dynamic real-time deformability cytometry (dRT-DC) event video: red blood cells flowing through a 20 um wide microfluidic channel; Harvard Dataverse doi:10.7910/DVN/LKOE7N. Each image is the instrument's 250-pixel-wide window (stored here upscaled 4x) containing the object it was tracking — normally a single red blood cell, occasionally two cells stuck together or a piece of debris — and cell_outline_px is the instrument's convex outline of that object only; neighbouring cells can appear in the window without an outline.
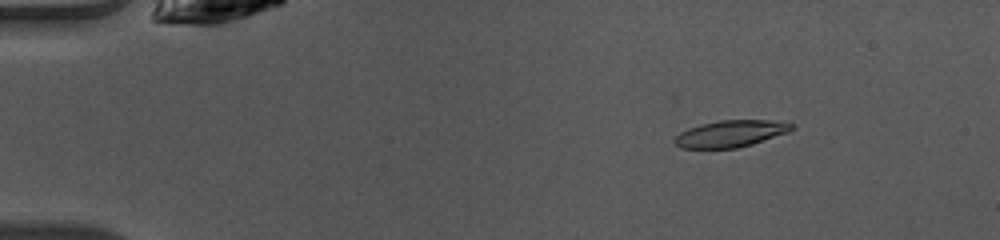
{"species": "common noctule bat (a hibernating species)", "species_latin": "Nyctalus noctula", "temperature_condition": "warm", "stored_images_in_passage": 49, "camera_frame_rate_fps": 3000, "um_per_image_px": 0.085, "animal": {"sex": "female", "body_mass_g": 10.0, "forearm_length_mm": 53.1}, "frame": {"image": 1, "passage_image": 7, "time_ms": 2.0, "image_size_px": [1000, 240], "cell_outline_px": [[796, 128], [788, 132], [752, 144], [736, 148], [680, 148], [672, 140], [680, 132], [688, 128], [700, 124], [720, 120], [768, 120], [796, 124]], "centroid_in_image_um": [62.1, 11.35], "position_along_channel_um": 22.9, "area_um2": 18.26}}
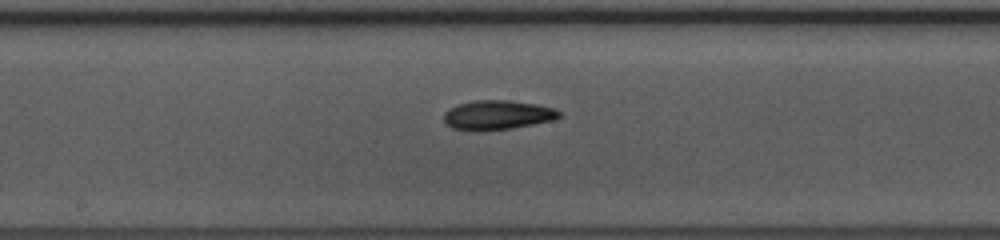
{"frame": {"image": 2, "passage_image": 26, "time_ms": 8.333, "image_size_px": [1000, 240], "cell_outline_px": [[560, 116], [552, 120], [512, 128], [480, 132], [476, 132], [452, 128], [444, 124], [444, 112], [448, 108], [460, 104], [476, 100], [508, 100], [536, 104], [556, 108], [560, 112]], "centroid_in_image_um": [42.23, 9.79], "position_along_channel_um": 206.0, "area_um2": 19.94}}
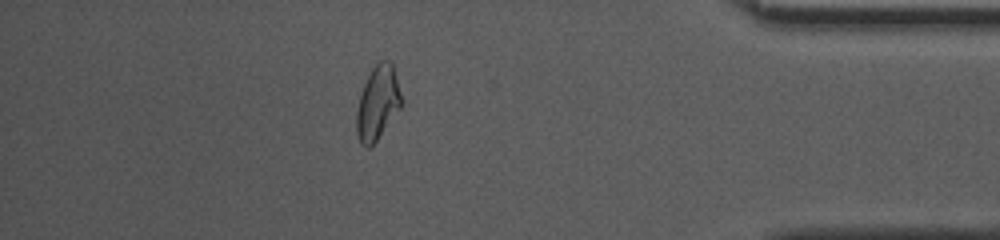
{"frame": {"image": 3, "passage_image": 43, "time_ms": 14.0, "image_size_px": [1000, 240], "cell_outline_px": [[404, 104], [376, 140], [368, 148], [364, 148], [360, 144], [356, 132], [356, 112], [360, 96], [364, 84], [372, 68], [380, 60], [388, 60], [392, 64], [404, 100]], "centroid_in_image_um": [32.12, 8.75], "position_along_channel_um": 403.1, "area_um2": 19.42}, "authors_computed_cell_mechanics": {"area_um2": 19.1896, "velocity_mm_per_s": 4.0684, "shape_relaxation_time_tau1_ms": 3.6066, "shape_relaxation_time_tau2_ms": 4.9941, "deformation_change_tau1": 0.1476, "deformation_change_tau2": 0.1255}}